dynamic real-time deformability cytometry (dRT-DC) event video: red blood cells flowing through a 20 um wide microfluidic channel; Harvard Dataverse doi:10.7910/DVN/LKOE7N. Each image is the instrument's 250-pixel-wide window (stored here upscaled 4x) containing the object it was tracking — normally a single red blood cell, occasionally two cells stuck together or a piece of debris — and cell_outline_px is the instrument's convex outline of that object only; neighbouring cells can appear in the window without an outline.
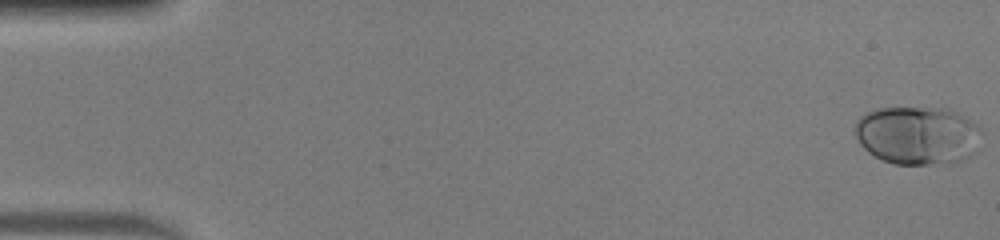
{"species": "human", "species_latin": "Homo sapiens", "temperature_condition": "warm", "stored_images_in_passage": 44, "camera_frame_rate_fps": 3000, "um_per_image_px": 0.085, "donor": {"sex": "male"}, "frame": {"image": 1, "passage_image": 1, "time_ms": 0.0, "image_size_px": [1000, 240], "cell_outline_px": [[984, 132], [980, 152], [964, 160], [952, 164], [896, 164], [884, 160], [868, 152], [860, 144], [852, 132], [856, 120], [860, 116], [876, 108], [944, 108], [956, 112], [972, 120]], "centroid_in_image_um": [78.07, 11.52], "position_along_channel_um": 6.9, "area_um2": 44.22}}
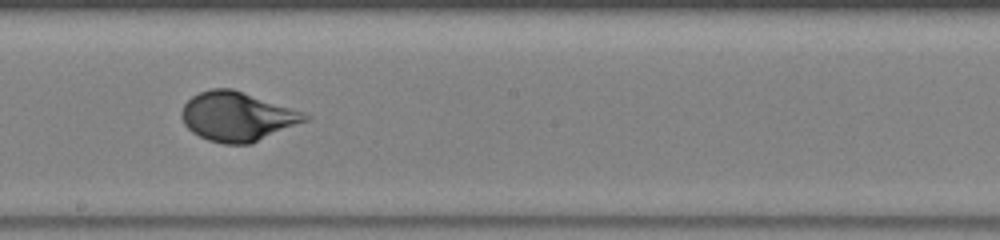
{"frame": {"image": 2, "passage_image": 28, "time_ms": 9.0, "image_size_px": [1000, 240], "cell_outline_px": [[312, 116], [308, 120], [252, 144], [224, 144], [208, 140], [192, 132], [184, 124], [180, 116], [180, 112], [184, 104], [192, 96], [200, 92], [212, 88], [232, 88], [304, 112]], "centroid_in_image_um": [20.16, 9.91], "position_along_channel_um": 228.0, "area_um2": 35.49}}
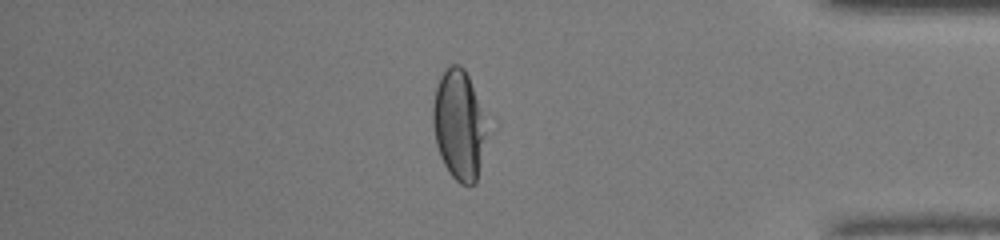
{"frame": {"image": 3, "passage_image": 42, "time_ms": 13.667, "image_size_px": [1000, 240], "cell_outline_px": [[484, 136], [476, 184], [460, 184], [448, 172], [440, 156], [436, 144], [432, 124], [432, 108], [436, 88], [440, 76], [448, 64], [460, 64], [464, 68], [468, 76], [480, 112], [484, 132]], "centroid_in_image_um": [38.92, 10.61], "position_along_channel_um": 396.3, "area_um2": 33.18}}